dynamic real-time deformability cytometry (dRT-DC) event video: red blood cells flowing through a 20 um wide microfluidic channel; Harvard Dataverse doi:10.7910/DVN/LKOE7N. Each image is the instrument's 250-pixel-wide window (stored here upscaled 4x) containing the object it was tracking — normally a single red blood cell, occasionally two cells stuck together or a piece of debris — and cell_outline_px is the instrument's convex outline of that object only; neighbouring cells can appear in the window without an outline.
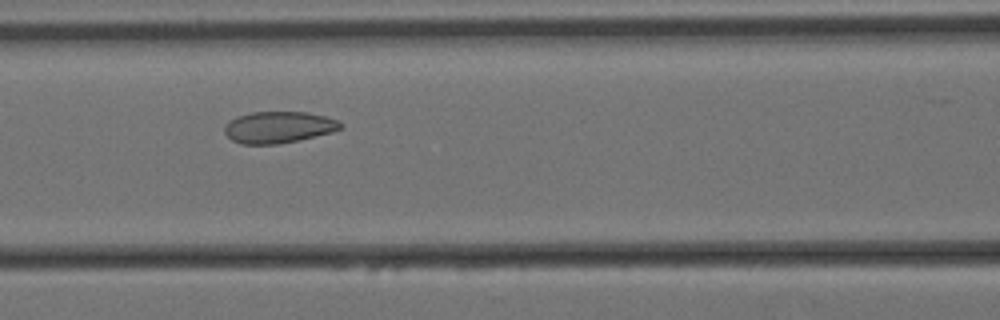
{"species": "Egyptian fruit bat (a non-hibernating species)", "species_latin": "Rousettus aegyptiacus", "temperature_condition": "cold", "stored_images_in_passage": 21, "camera_frame_rate_fps": 3000, "um_per_image_px": 0.085, "animal": {"sex": "female"}, "frame": {"image": 1, "passage_image": 20, "time_ms": 6.333, "image_size_px": [1000, 320], "cell_outline_px": [[344, 128], [332, 132], [300, 140], [276, 144], [240, 144], [232, 140], [224, 132], [224, 128], [236, 116], [252, 112], [308, 112], [324, 116], [336, 120], [344, 124]], "centroid_in_image_um": [23.71, 10.82], "position_along_channel_um": 142.9, "area_um2": 21.33}}